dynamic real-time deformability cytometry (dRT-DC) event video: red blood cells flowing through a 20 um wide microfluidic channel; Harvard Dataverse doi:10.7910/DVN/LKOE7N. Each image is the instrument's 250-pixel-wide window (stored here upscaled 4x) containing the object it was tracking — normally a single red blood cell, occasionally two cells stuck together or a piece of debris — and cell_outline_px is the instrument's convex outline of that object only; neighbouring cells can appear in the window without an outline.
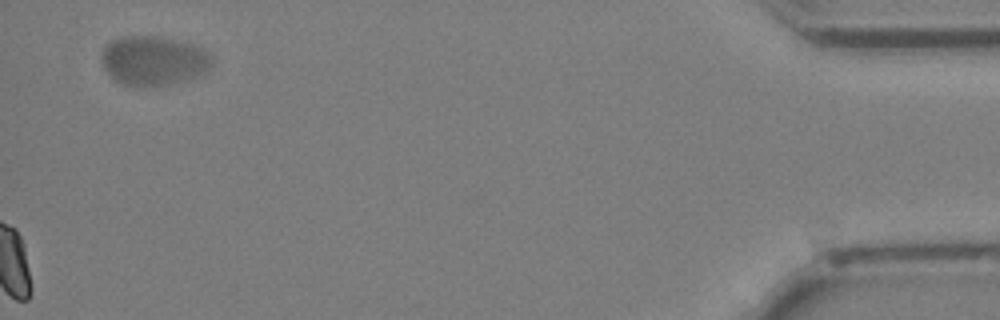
{"species": "Egyptian fruit bat (a non-hibernating species)", "species_latin": "Rousettus aegyptiacus", "temperature_condition": "cold", "stored_images_in_passage": 41, "camera_frame_rate_fps": 3000, "um_per_image_px": 0.085, "animal": {"sex": "female"}, "frame": {"image": 1, "passage_image": 41, "time_ms": 13.333, "image_size_px": [1000, 320], "cell_outline_px": [[212, 68], [208, 72], [200, 76], [160, 88], [140, 88], [120, 84], [108, 76], [100, 60], [100, 52], [104, 44], [120, 36], [160, 36], [192, 44], [208, 52], [212, 56]], "centroid_in_image_um": [13.02, 5.2], "position_along_channel_um": 422.2, "area_um2": 33.23}}